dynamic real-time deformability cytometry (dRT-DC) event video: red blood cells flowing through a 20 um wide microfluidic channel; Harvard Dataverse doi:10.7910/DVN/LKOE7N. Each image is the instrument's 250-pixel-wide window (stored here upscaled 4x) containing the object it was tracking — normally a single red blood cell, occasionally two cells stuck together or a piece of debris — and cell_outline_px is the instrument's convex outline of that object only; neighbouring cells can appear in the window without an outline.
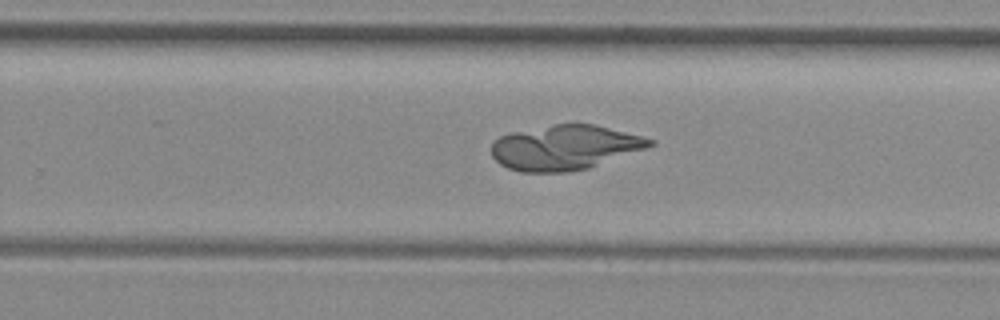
{"species": "common noctule bat (a hibernating species)", "species_latin": "Nyctalus noctula", "temperature_condition": "room temperature", "stored_images_in_passage": 34, "camera_frame_rate_fps": 3000, "um_per_image_px": 0.085, "animal": {"sex": "female", "body_mass_g": 29.2, "forearm_length_mm": 56.3}, "frame": {"image": 1, "passage_image": 25, "time_ms": 8.0, "image_size_px": [1000, 320], "cell_outline_px": [[656, 144], [588, 168], [568, 172], [520, 172], [508, 168], [500, 164], [492, 156], [492, 144], [500, 136], [512, 132], [556, 124], [596, 124], [656, 140]], "centroid_in_image_um": [48.0, 12.54], "position_along_channel_um": 281.8, "area_um2": 40.98}}